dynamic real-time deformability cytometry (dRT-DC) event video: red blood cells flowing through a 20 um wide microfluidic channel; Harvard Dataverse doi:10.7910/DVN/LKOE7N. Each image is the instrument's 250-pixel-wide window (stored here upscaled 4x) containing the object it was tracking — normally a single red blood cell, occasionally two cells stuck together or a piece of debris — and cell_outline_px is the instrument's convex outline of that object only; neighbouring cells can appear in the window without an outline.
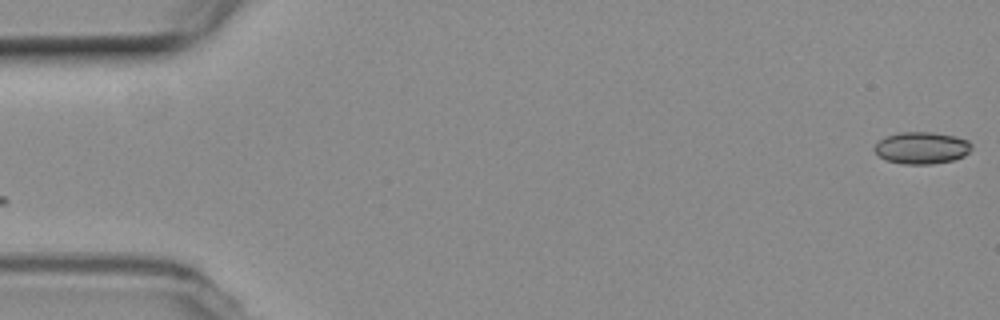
{"species": "common noctule bat (a hibernating species)", "species_latin": "Nyctalus noctula", "temperature_condition": "room temperature", "stored_images_in_passage": 7, "camera_frame_rate_fps": 3000, "um_per_image_px": 0.085, "animal": {"sex": "female", "body_mass_g": 19.3, "forearm_length_mm": 54.1}, "frame": {"image": 1, "passage_image": 1, "time_ms": 0.0, "image_size_px": [1000, 320], "cell_outline_px": [[972, 148], [964, 156], [952, 160], [932, 164], [904, 164], [884, 160], [872, 148], [880, 140], [888, 136], [900, 132], [932, 132], [952, 136], [968, 140], [972, 144]], "centroid_in_image_um": [78.34, 12.58], "position_along_channel_um": 6.7, "area_um2": 17.98}}